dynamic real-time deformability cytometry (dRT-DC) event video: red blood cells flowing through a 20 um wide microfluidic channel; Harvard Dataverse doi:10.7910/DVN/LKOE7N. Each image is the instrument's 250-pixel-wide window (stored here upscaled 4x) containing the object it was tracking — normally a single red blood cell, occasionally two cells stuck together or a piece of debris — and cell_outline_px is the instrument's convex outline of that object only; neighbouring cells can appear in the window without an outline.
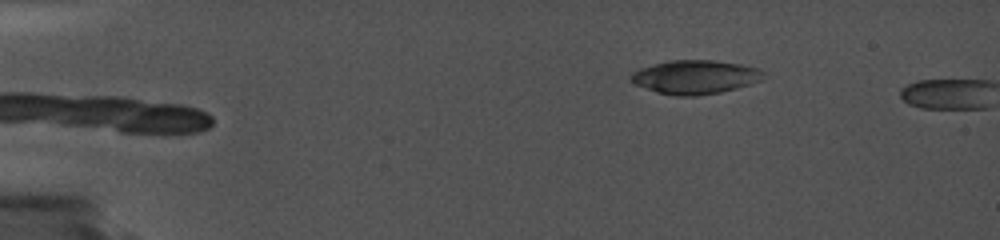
{"species": "common noctule bat (a hibernating species)", "species_latin": "Nyctalus noctula", "temperature_condition": "cold", "stored_images_in_passage": 9, "camera_frame_rate_fps": 5000, "um_per_image_px": 0.085, "animal": {"sex": "female", "body_mass_g": 19.0, "forearm_length_mm": 56.7}, "frame": {"image": 1, "passage_image": 6, "time_ms": 0.8, "image_size_px": [1000, 240], "cell_outline_px": [[768, 76], [760, 80], [736, 88], [720, 92], [696, 96], [676, 96], [656, 92], [636, 84], [628, 80], [632, 72], [640, 68], [652, 64], [668, 60], [716, 60], [740, 64], [760, 68]], "centroid_in_image_um": [59.09, 6.54], "position_along_channel_um": 25.9, "area_um2": 26.3}}